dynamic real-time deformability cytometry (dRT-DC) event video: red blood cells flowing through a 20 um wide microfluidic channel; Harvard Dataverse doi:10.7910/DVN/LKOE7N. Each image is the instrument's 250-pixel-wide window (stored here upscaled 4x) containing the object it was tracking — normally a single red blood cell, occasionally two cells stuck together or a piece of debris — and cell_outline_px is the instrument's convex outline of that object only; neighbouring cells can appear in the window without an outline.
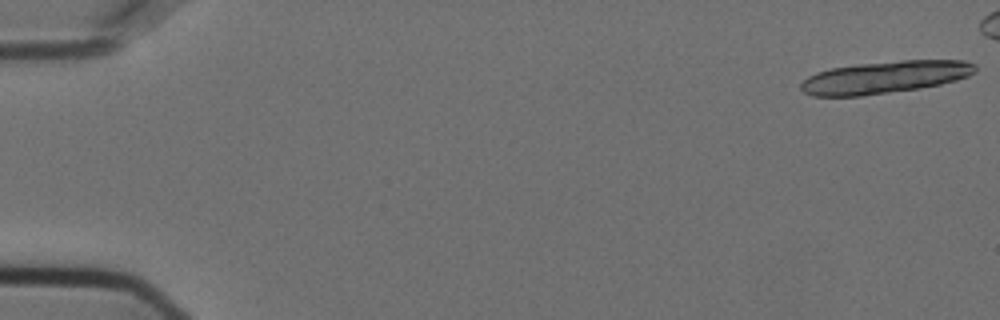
{"species": "Egyptian fruit bat (a non-hibernating species)", "species_latin": "Rousettus aegyptiacus", "temperature_condition": "cold", "stored_images_in_passage": 8, "camera_frame_rate_fps": 3000, "um_per_image_px": 0.085, "animal": {"sex": "female"}, "frame": {"image": 1, "passage_image": 1, "time_ms": 0.0, "image_size_px": [1000, 320], "cell_outline_px": [[976, 72], [968, 76], [956, 80], [940, 84], [920, 88], [860, 96], [812, 96], [804, 92], [800, 88], [800, 84], [808, 76], [816, 72], [832, 68], [856, 64], [900, 60], [964, 60], [976, 64]], "centroid_in_image_um": [75.22, 6.56], "position_along_channel_um": 9.8, "area_um2": 32.89}}